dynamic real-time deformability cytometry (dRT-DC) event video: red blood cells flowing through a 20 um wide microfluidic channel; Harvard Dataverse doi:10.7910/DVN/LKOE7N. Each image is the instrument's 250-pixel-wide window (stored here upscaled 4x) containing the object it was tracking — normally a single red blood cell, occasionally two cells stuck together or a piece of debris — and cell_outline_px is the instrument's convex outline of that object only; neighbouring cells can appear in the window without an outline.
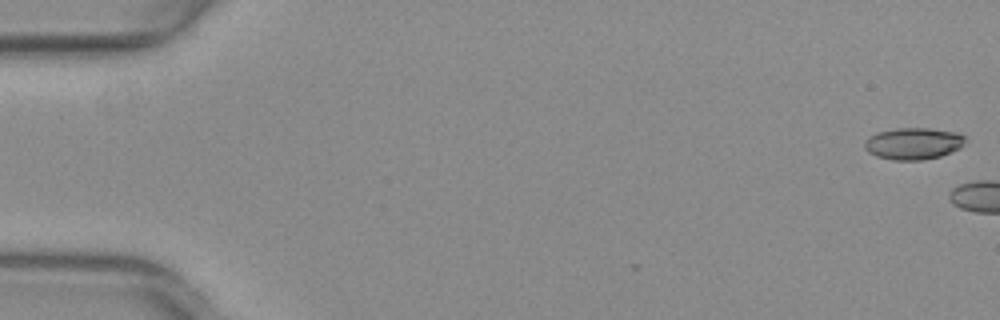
{"species": "common noctule bat (a hibernating species)", "species_latin": "Nyctalus noctula", "temperature_condition": "warm", "stored_images_in_passage": 2, "camera_frame_rate_fps": 3000, "um_per_image_px": 0.085, "animal": {"sex": "female", "body_mass_g": 29.2, "forearm_length_mm": 56.3}, "frame": {"image": 1, "passage_image": 2, "time_ms": 0.333, "image_size_px": [1000, 320], "cell_outline_px": [[964, 144], [960, 148], [940, 156], [924, 160], [896, 160], [876, 156], [868, 152], [864, 148], [864, 144], [876, 132], [896, 128], [928, 128], [960, 132], [964, 136]], "centroid_in_image_um": [77.66, 12.19], "position_along_channel_um": 7.3, "area_um2": 18.61}}